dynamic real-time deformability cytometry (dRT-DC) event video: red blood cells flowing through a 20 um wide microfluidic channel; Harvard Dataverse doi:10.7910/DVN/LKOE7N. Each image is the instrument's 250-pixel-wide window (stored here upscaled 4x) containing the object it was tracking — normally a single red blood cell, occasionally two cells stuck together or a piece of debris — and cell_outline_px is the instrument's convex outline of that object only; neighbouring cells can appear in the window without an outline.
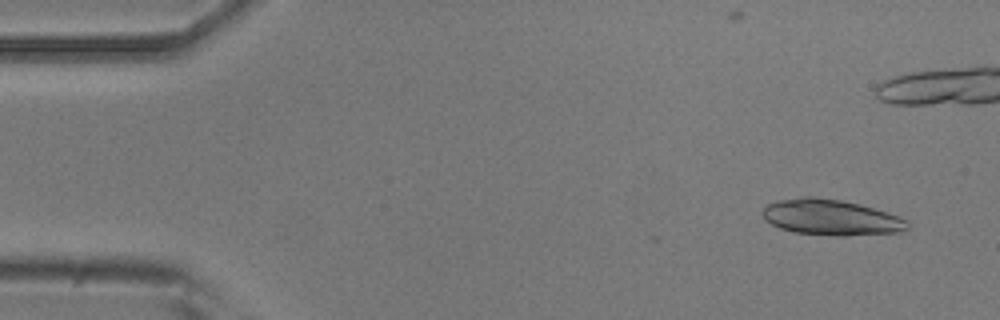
{"species": "common noctule bat (a hibernating species)", "species_latin": "Nyctalus noctula", "temperature_condition": "room temperature", "stored_images_in_passage": 44, "camera_frame_rate_fps": 3000, "um_per_image_px": 0.085, "animal": {"sex": "male", "body_mass_g": 20.5, "forearm_length_mm": 52.5}, "frame": {"image": 1, "passage_image": 3, "time_ms": 0.667, "image_size_px": [1000, 320], "cell_outline_px": [[908, 228], [900, 232], [844, 236], [836, 236], [792, 232], [780, 228], [764, 220], [760, 212], [768, 204], [780, 200], [800, 196], [812, 196], [840, 200], [860, 204], [908, 220]], "centroid_in_image_um": [70.58, 18.48], "position_along_channel_um": 14.4, "area_um2": 30.17}}